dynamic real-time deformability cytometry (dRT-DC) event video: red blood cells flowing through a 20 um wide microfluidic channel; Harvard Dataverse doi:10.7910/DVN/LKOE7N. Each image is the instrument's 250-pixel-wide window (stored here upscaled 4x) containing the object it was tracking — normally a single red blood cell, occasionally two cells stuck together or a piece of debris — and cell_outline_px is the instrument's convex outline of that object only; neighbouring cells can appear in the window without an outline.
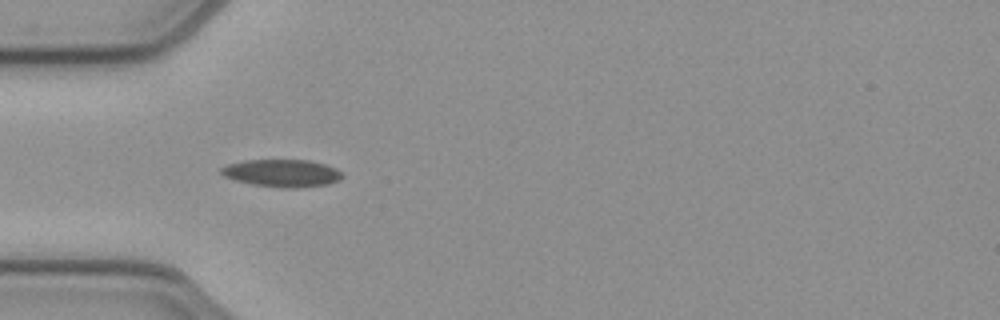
{"species": "common noctule bat (a hibernating species)", "species_latin": "Nyctalus noctula", "temperature_condition": "cold", "stored_images_in_passage": 10, "camera_frame_rate_fps": 3000, "um_per_image_px": 0.085, "animal": {"sex": "female", "body_mass_g": 21.9}, "frame": {"image": 1, "passage_image": 4, "time_ms": 1.0, "image_size_px": [1000, 320], "cell_outline_px": [[344, 176], [340, 180], [328, 184], [296, 188], [284, 188], [252, 184], [236, 180], [224, 176], [220, 172], [220, 168], [228, 164], [244, 160], [312, 160], [336, 168]], "centroid_in_image_um": [23.99, 14.71], "position_along_channel_um": 61.0, "area_um2": 19.42}}
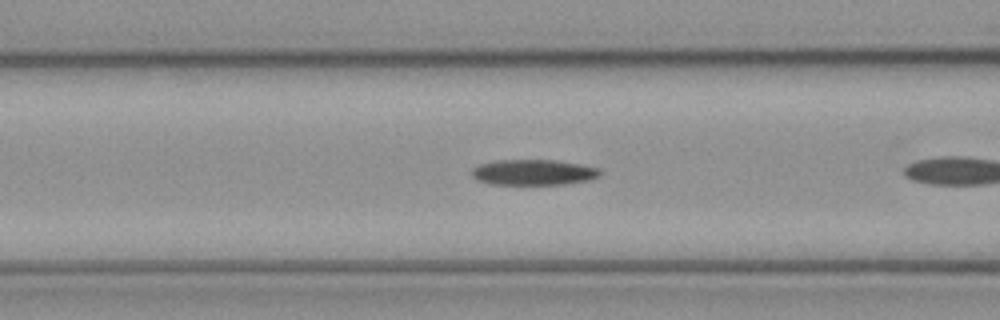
{"frame": {"image": 2, "passage_image": 6, "time_ms": 1.667, "image_size_px": [1000, 320], "cell_outline_px": [[600, 176], [592, 180], [568, 184], [488, 184], [476, 180], [472, 176], [472, 168], [480, 164], [496, 160], [552, 160], [580, 164], [600, 168]], "centroid_in_image_um": [45.36, 14.65], "position_along_channel_um": 121.2, "area_um2": 19.31}}
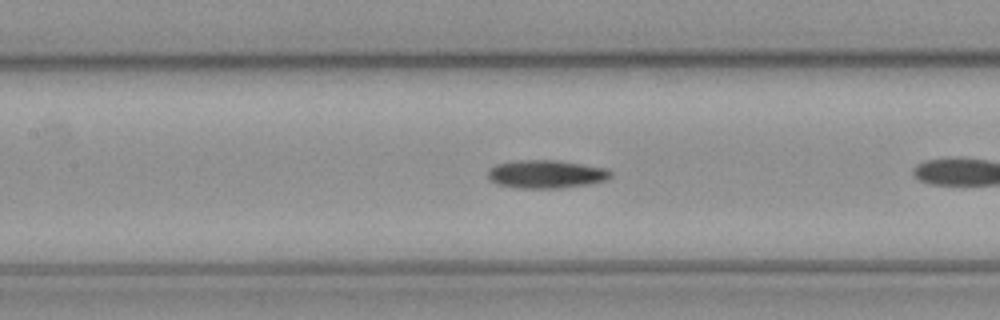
{"frame": {"image": 3, "passage_image": 9, "time_ms": 2.667, "image_size_px": [1000, 320], "cell_outline_px": [[612, 176], [604, 180], [592, 184], [560, 188], [512, 188], [496, 184], [488, 176], [488, 168], [496, 164], [512, 160], [556, 160], [608, 168], [612, 172]], "centroid_in_image_um": [46.41, 14.8], "position_along_channel_um": 161.0, "area_um2": 20.46}}